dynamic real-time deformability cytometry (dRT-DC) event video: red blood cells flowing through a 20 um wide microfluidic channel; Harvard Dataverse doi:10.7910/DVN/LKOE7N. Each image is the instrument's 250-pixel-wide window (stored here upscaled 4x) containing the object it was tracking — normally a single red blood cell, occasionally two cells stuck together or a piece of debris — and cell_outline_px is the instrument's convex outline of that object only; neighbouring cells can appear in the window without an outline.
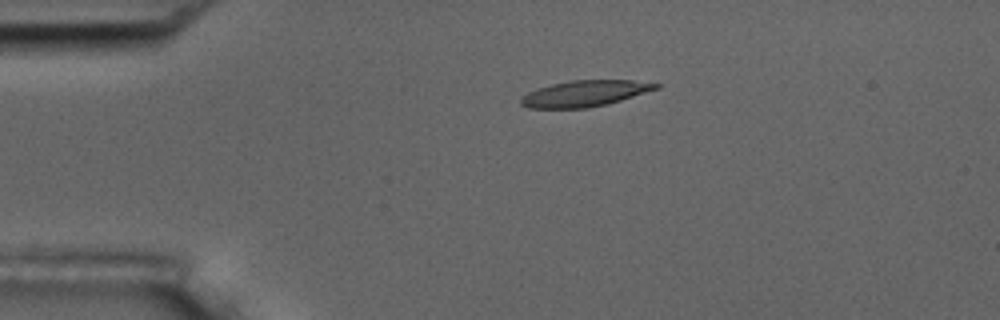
{"species": "common noctule bat (a hibernating species)", "species_latin": "Nyctalus noctula", "temperature_condition": "room temperature", "stored_images_in_passage": 3, "camera_frame_rate_fps": 3000, "um_per_image_px": 0.085, "animal": {"sex": "male", "body_mass_g": 17.5, "forearm_length_mm": 52.3}, "frame": {"image": 1, "passage_image": 2, "time_ms": 1.333, "image_size_px": [1000, 320], "cell_outline_px": [[660, 88], [608, 104], [588, 108], [528, 108], [520, 104], [520, 100], [528, 92], [536, 88], [552, 84], [572, 80], [632, 80], [660, 84]], "centroid_in_image_um": [49.7, 7.95], "position_along_channel_um": 35.3, "area_um2": 20.52}}